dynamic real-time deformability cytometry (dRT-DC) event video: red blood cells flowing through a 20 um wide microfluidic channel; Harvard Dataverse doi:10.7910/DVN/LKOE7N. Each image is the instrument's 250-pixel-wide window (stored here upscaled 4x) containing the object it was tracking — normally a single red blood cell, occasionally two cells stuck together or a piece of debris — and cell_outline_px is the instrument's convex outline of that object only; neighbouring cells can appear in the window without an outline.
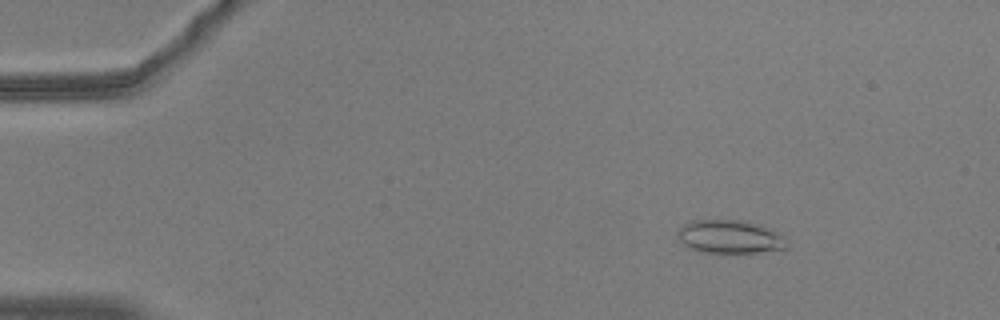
{"species": "common noctule bat (a hibernating species)", "species_latin": "Nyctalus noctula", "temperature_condition": "warm", "stored_images_in_passage": 55, "camera_frame_rate_fps": 3000, "um_per_image_px": 0.085, "animal": {"sex": "male", "body_mass_g": 20.5, "forearm_length_mm": 52.5}, "frame": {"image": 1, "passage_image": 8, "time_ms": 2.333, "image_size_px": [1000, 320], "cell_outline_px": [[788, 248], [784, 252], [704, 252], [692, 248], [684, 244], [680, 240], [676, 232], [684, 224], [692, 220], [744, 220], [764, 224], [772, 228], [784, 236], [788, 240]], "centroid_in_image_um": [62.18, 20.12], "position_along_channel_um": 22.8, "area_um2": 21.79}}
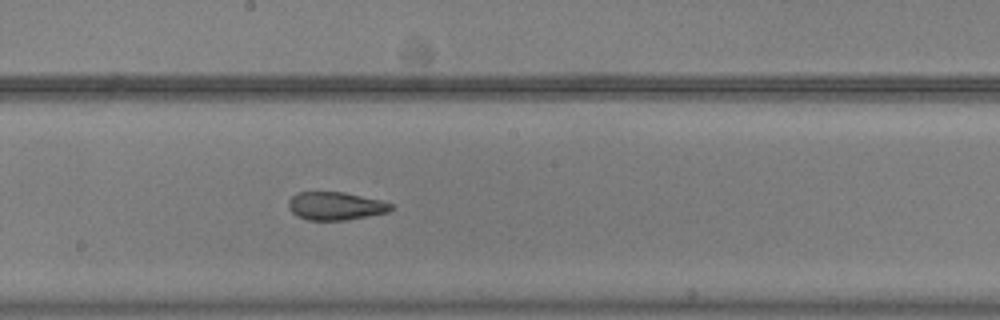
{"frame": {"image": 2, "passage_image": 31, "time_ms": 10.0, "image_size_px": [1000, 320], "cell_outline_px": [[396, 208], [388, 212], [368, 216], [344, 220], [308, 220], [296, 216], [288, 208], [288, 200], [296, 192], [344, 192], [380, 200], [396, 204]], "centroid_in_image_um": [28.54, 17.51], "position_along_channel_um": 219.7, "area_um2": 16.99}}
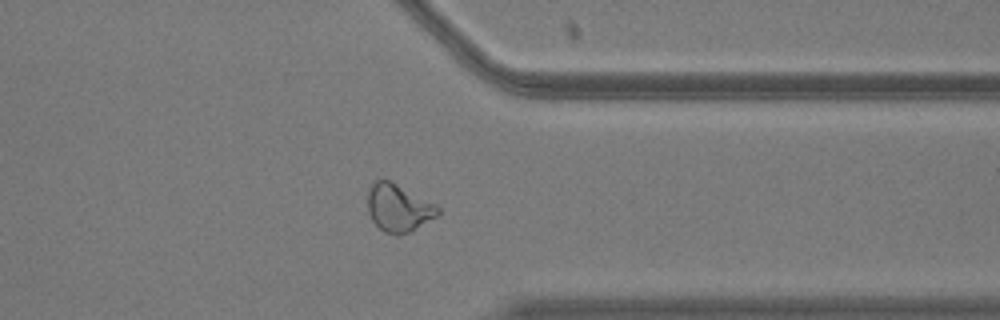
{"frame": {"image": 3, "passage_image": 44, "time_ms": 14.333, "image_size_px": [1000, 320], "cell_outline_px": [[440, 212], [436, 216], [408, 232], [396, 236], [384, 232], [372, 220], [368, 212], [368, 188], [376, 180], [392, 180], [436, 204], [440, 208]], "centroid_in_image_um": [33.86, 17.65], "position_along_channel_um": 377.5, "area_um2": 19.48}, "authors_computed_cell_mechanics": {"area_um2": 19.5364, "velocity_mm_per_s": 3.7214, "shape_relaxation_time_tau1_ms": null, "shape_relaxation_time_tau2_ms": 2.8755, "deformation_change_tau1": null, "deformation_change_tau2": 0.107}}